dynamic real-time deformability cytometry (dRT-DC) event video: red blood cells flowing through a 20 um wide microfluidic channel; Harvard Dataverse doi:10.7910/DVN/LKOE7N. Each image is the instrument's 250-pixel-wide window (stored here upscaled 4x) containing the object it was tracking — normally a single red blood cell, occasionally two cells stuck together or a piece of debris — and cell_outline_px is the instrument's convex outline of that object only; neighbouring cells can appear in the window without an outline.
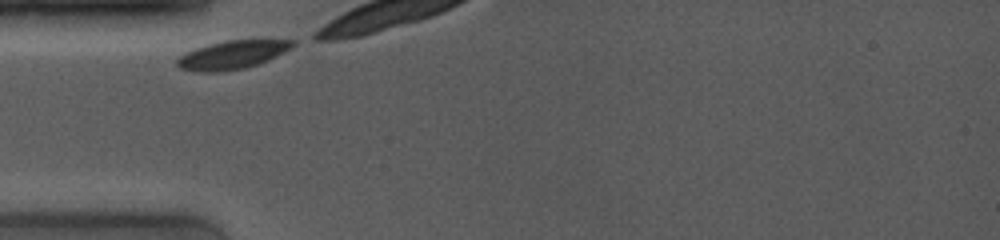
{"species": "common noctule bat (a hibernating species)", "species_latin": "Nyctalus noctula", "temperature_condition": "room temperature", "stored_images_in_passage": 18, "camera_frame_rate_fps": 4000, "um_per_image_px": 0.085, "animal": {"sex": "female", "body_mass_g": 19.0, "forearm_length_mm": 53.3}, "frame": {"image": 1, "passage_image": 1, "time_ms": 0.0, "image_size_px": [1000, 240], "cell_outline_px": [[296, 44], [284, 52], [268, 60], [244, 68], [216, 72], [196, 72], [180, 68], [176, 64], [176, 60], [180, 56], [196, 48], [208, 44], [228, 40], [296, 40]], "centroid_in_image_um": [19.73, 4.66], "position_along_channel_um": 65.3, "area_um2": 18.9}}